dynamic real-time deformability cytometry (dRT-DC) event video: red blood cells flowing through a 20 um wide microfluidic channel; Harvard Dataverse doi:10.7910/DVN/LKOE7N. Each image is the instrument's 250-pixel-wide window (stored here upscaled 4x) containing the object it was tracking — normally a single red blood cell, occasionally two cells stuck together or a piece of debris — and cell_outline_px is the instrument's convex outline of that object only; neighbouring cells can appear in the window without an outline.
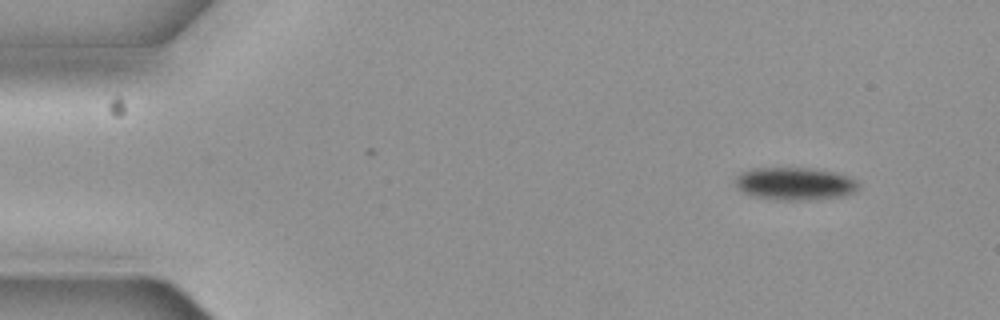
{"species": "common noctule bat (a hibernating species)", "species_latin": "Nyctalus noctula", "temperature_condition": "cold", "stored_images_in_passage": 4, "camera_frame_rate_fps": 3000, "um_per_image_px": 0.085, "animal": {"sex": "female", "body_mass_g": 19.3, "forearm_length_mm": 54.1}, "frame": {"image": 1, "passage_image": 1, "time_ms": 0.0, "image_size_px": [1000, 320], "cell_outline_px": [[860, 188], [856, 192], [844, 196], [812, 200], [776, 200], [752, 196], [744, 192], [732, 180], [740, 172], [752, 168], [804, 168], [832, 172], [856, 180]], "centroid_in_image_um": [67.53, 15.63], "position_along_channel_um": 17.5, "area_um2": 23.52}}